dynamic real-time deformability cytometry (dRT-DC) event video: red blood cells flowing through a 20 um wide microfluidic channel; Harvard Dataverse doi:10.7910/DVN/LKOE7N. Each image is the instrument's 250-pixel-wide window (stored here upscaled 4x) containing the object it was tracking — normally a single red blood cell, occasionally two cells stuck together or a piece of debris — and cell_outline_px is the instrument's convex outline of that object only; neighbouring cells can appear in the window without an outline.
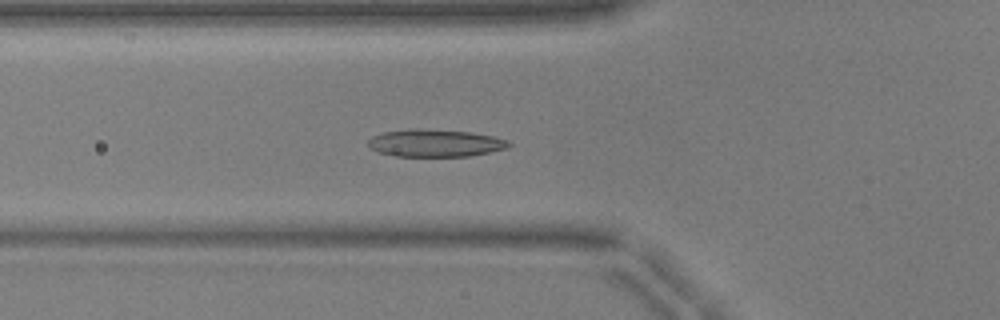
{"species": "common noctule bat (a hibernating species)", "species_latin": "Nyctalus noctula", "temperature_condition": "warm", "stored_images_in_passage": 40, "camera_frame_rate_fps": 3000, "um_per_image_px": 0.085, "animal": {"sex": "male", "body_mass_g": 17.9, "forearm_length_mm": 54.2}, "frame": {"image": 1, "passage_image": 7, "time_ms": 2.0, "image_size_px": [1000, 320], "cell_outline_px": [[512, 144], [508, 148], [468, 156], [396, 156], [380, 152], [372, 148], [368, 144], [368, 140], [372, 136], [384, 132], [408, 128], [416, 128], [472, 132], [492, 136], [508, 140]], "centroid_in_image_um": [37.0, 12.15], "position_along_channel_um": 88.8, "area_um2": 22.43}}
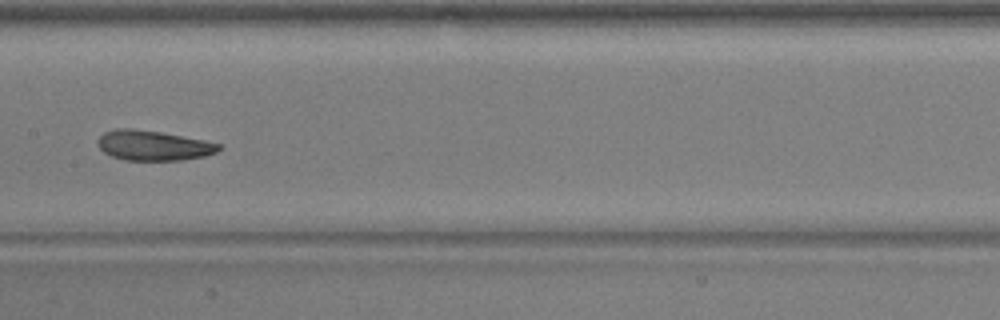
{"frame": {"image": 2, "passage_image": 15, "time_ms": 4.667, "image_size_px": [1000, 320], "cell_outline_px": [[220, 148], [216, 152], [204, 156], [180, 160], [124, 160], [112, 156], [104, 152], [96, 144], [96, 140], [104, 132], [116, 128], [132, 128], [160, 132], [204, 140], [220, 144]], "centroid_in_image_um": [12.98, 12.36], "position_along_channel_um": 194.4, "area_um2": 21.1}}
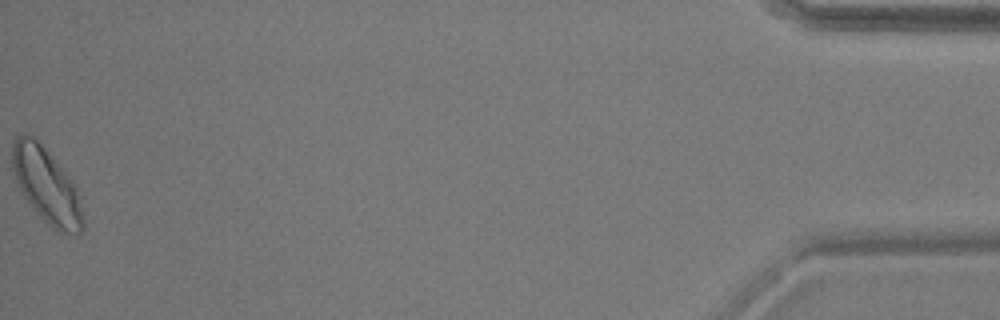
{"frame": {"image": 3, "passage_image": 40, "time_ms": 13.0, "image_size_px": [1000, 320], "cell_outline_px": [[84, 228], [80, 232], [56, 232], [36, 212], [20, 192], [12, 168], [12, 140], [16, 136], [24, 132], [28, 132], [40, 144], [76, 184], [80, 196], [84, 220]], "centroid_in_image_um": [3.95, 15.77], "position_along_channel_um": 431.3, "area_um2": 31.04}, "authors_computed_cell_mechanics": {"area_um2": 22.1085, "velocity_mm_per_s": 3.9333, "shape_relaxation_time_tau1_ms": 2.4642, "shape_relaxation_time_tau2_ms": 2.9114, "deformation_change_tau1": 0.136, "deformation_change_tau2": 0.1062}}